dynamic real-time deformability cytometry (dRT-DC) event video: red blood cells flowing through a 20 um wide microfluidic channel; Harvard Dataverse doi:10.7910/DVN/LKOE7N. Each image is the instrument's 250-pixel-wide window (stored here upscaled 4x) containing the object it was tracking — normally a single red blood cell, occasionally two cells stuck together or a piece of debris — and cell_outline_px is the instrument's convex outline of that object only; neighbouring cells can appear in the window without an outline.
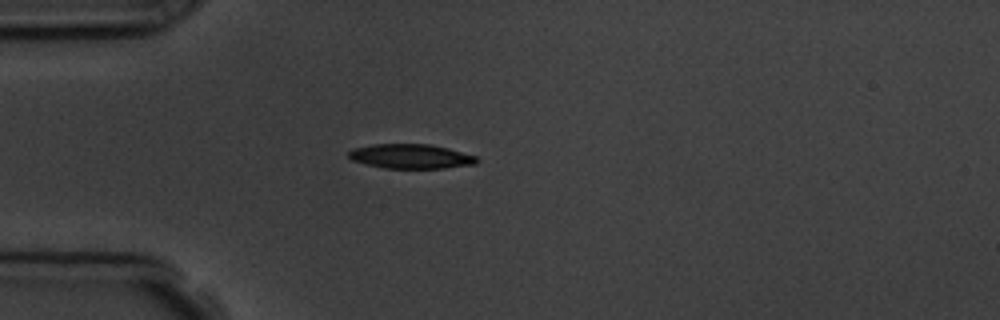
{"species": "common noctule bat (a hibernating species)", "species_latin": "Nyctalus noctula", "temperature_condition": "room temperature", "stored_images_in_passage": 4, "camera_frame_rate_fps": 3000, "um_per_image_px": 0.085, "animal": {"sex": "male", "body_mass_g": 19.5, "forearm_length_mm": 54.6}, "frame": {"image": 1, "passage_image": 3, "time_ms": 2.333, "image_size_px": [1000, 320], "cell_outline_px": [[480, 160], [476, 164], [444, 168], [384, 168], [352, 160], [348, 156], [348, 152], [352, 148], [372, 144], [432, 144], [448, 148], [476, 156]], "centroid_in_image_um": [34.93, 13.28], "position_along_channel_um": 50.1, "area_um2": 18.32}}